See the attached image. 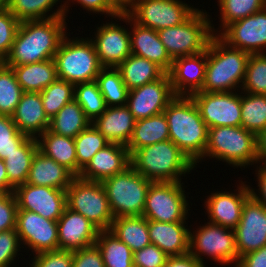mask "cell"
<instances>
[{"label":"cell","instance_id":"cell-1","mask_svg":"<svg viewBox=\"0 0 266 267\" xmlns=\"http://www.w3.org/2000/svg\"><path fill=\"white\" fill-rule=\"evenodd\" d=\"M66 17L21 21L8 56L3 63L19 66L53 59L68 33Z\"/></svg>","mask_w":266,"mask_h":267},{"label":"cell","instance_id":"cell-2","mask_svg":"<svg viewBox=\"0 0 266 267\" xmlns=\"http://www.w3.org/2000/svg\"><path fill=\"white\" fill-rule=\"evenodd\" d=\"M169 139L197 167L208 143V127L191 96H176L163 111Z\"/></svg>","mask_w":266,"mask_h":267},{"label":"cell","instance_id":"cell-3","mask_svg":"<svg viewBox=\"0 0 266 267\" xmlns=\"http://www.w3.org/2000/svg\"><path fill=\"white\" fill-rule=\"evenodd\" d=\"M130 161L136 172L152 182H182L181 176L196 168L170 139L137 149Z\"/></svg>","mask_w":266,"mask_h":267},{"label":"cell","instance_id":"cell-4","mask_svg":"<svg viewBox=\"0 0 266 267\" xmlns=\"http://www.w3.org/2000/svg\"><path fill=\"white\" fill-rule=\"evenodd\" d=\"M249 55L245 51L228 46L214 35L207 46L205 81L200 91L238 92L244 82Z\"/></svg>","mask_w":266,"mask_h":267},{"label":"cell","instance_id":"cell-5","mask_svg":"<svg viewBox=\"0 0 266 267\" xmlns=\"http://www.w3.org/2000/svg\"><path fill=\"white\" fill-rule=\"evenodd\" d=\"M206 157L241 170L242 167L258 164L256 135L242 126L208 128V143L204 153V158Z\"/></svg>","mask_w":266,"mask_h":267},{"label":"cell","instance_id":"cell-6","mask_svg":"<svg viewBox=\"0 0 266 267\" xmlns=\"http://www.w3.org/2000/svg\"><path fill=\"white\" fill-rule=\"evenodd\" d=\"M66 34L54 55L57 78L72 84L96 80L103 68L90 38H69Z\"/></svg>","mask_w":266,"mask_h":267},{"label":"cell","instance_id":"cell-7","mask_svg":"<svg viewBox=\"0 0 266 267\" xmlns=\"http://www.w3.org/2000/svg\"><path fill=\"white\" fill-rule=\"evenodd\" d=\"M210 15L206 10L198 9L181 25L158 30L160 41L172 59L195 55L207 49L210 39L214 36L211 28Z\"/></svg>","mask_w":266,"mask_h":267},{"label":"cell","instance_id":"cell-8","mask_svg":"<svg viewBox=\"0 0 266 267\" xmlns=\"http://www.w3.org/2000/svg\"><path fill=\"white\" fill-rule=\"evenodd\" d=\"M153 182L136 172L131 166L101 182L114 218L142 216L145 200Z\"/></svg>","mask_w":266,"mask_h":267},{"label":"cell","instance_id":"cell-9","mask_svg":"<svg viewBox=\"0 0 266 267\" xmlns=\"http://www.w3.org/2000/svg\"><path fill=\"white\" fill-rule=\"evenodd\" d=\"M66 205L82 214L99 230H110L114 216L101 182L74 177L66 189Z\"/></svg>","mask_w":266,"mask_h":267},{"label":"cell","instance_id":"cell-10","mask_svg":"<svg viewBox=\"0 0 266 267\" xmlns=\"http://www.w3.org/2000/svg\"><path fill=\"white\" fill-rule=\"evenodd\" d=\"M189 253L205 267L204 255L221 266L233 264L236 267L239 256L235 245V231L210 222L194 231L190 229Z\"/></svg>","mask_w":266,"mask_h":267},{"label":"cell","instance_id":"cell-11","mask_svg":"<svg viewBox=\"0 0 266 267\" xmlns=\"http://www.w3.org/2000/svg\"><path fill=\"white\" fill-rule=\"evenodd\" d=\"M181 182H153L148 190L143 214L147 220L186 222L190 205Z\"/></svg>","mask_w":266,"mask_h":267},{"label":"cell","instance_id":"cell-12","mask_svg":"<svg viewBox=\"0 0 266 267\" xmlns=\"http://www.w3.org/2000/svg\"><path fill=\"white\" fill-rule=\"evenodd\" d=\"M198 9L181 0H134L126 14L138 25L158 31L181 25Z\"/></svg>","mask_w":266,"mask_h":267},{"label":"cell","instance_id":"cell-13","mask_svg":"<svg viewBox=\"0 0 266 267\" xmlns=\"http://www.w3.org/2000/svg\"><path fill=\"white\" fill-rule=\"evenodd\" d=\"M191 97L208 128L241 126V93L198 91Z\"/></svg>","mask_w":266,"mask_h":267},{"label":"cell","instance_id":"cell-14","mask_svg":"<svg viewBox=\"0 0 266 267\" xmlns=\"http://www.w3.org/2000/svg\"><path fill=\"white\" fill-rule=\"evenodd\" d=\"M217 36L228 46L249 54L266 53V7L228 24Z\"/></svg>","mask_w":266,"mask_h":267},{"label":"cell","instance_id":"cell-15","mask_svg":"<svg viewBox=\"0 0 266 267\" xmlns=\"http://www.w3.org/2000/svg\"><path fill=\"white\" fill-rule=\"evenodd\" d=\"M16 232L21 244L28 246L33 255L59 249L57 221L35 212L17 211Z\"/></svg>","mask_w":266,"mask_h":267},{"label":"cell","instance_id":"cell-16","mask_svg":"<svg viewBox=\"0 0 266 267\" xmlns=\"http://www.w3.org/2000/svg\"><path fill=\"white\" fill-rule=\"evenodd\" d=\"M18 210H28L58 221L66 208V190L28 183L14 189Z\"/></svg>","mask_w":266,"mask_h":267},{"label":"cell","instance_id":"cell-17","mask_svg":"<svg viewBox=\"0 0 266 267\" xmlns=\"http://www.w3.org/2000/svg\"><path fill=\"white\" fill-rule=\"evenodd\" d=\"M176 97L168 73L128 92L126 106L136 120L162 113Z\"/></svg>","mask_w":266,"mask_h":267},{"label":"cell","instance_id":"cell-18","mask_svg":"<svg viewBox=\"0 0 266 267\" xmlns=\"http://www.w3.org/2000/svg\"><path fill=\"white\" fill-rule=\"evenodd\" d=\"M234 231L239 258L266 246V207L250 196L243 205L240 222Z\"/></svg>","mask_w":266,"mask_h":267},{"label":"cell","instance_id":"cell-19","mask_svg":"<svg viewBox=\"0 0 266 267\" xmlns=\"http://www.w3.org/2000/svg\"><path fill=\"white\" fill-rule=\"evenodd\" d=\"M118 24L113 21L101 24L90 39L102 67L117 68L132 54L130 30Z\"/></svg>","mask_w":266,"mask_h":267},{"label":"cell","instance_id":"cell-20","mask_svg":"<svg viewBox=\"0 0 266 267\" xmlns=\"http://www.w3.org/2000/svg\"><path fill=\"white\" fill-rule=\"evenodd\" d=\"M241 182V183H240ZM236 191H217L207 196L205 210L208 222L234 230L241 219L242 208L250 197L249 185L240 181ZM236 192V193H235Z\"/></svg>","mask_w":266,"mask_h":267},{"label":"cell","instance_id":"cell-21","mask_svg":"<svg viewBox=\"0 0 266 267\" xmlns=\"http://www.w3.org/2000/svg\"><path fill=\"white\" fill-rule=\"evenodd\" d=\"M207 66V49L195 55L173 59L168 72L176 96H191L202 89Z\"/></svg>","mask_w":266,"mask_h":267},{"label":"cell","instance_id":"cell-22","mask_svg":"<svg viewBox=\"0 0 266 267\" xmlns=\"http://www.w3.org/2000/svg\"><path fill=\"white\" fill-rule=\"evenodd\" d=\"M116 18L130 25L131 53L154 62L165 73H168L173 59L160 41L157 31L138 25L126 13H121Z\"/></svg>","mask_w":266,"mask_h":267},{"label":"cell","instance_id":"cell-23","mask_svg":"<svg viewBox=\"0 0 266 267\" xmlns=\"http://www.w3.org/2000/svg\"><path fill=\"white\" fill-rule=\"evenodd\" d=\"M59 249L75 251L95 244L99 229L67 206L57 221Z\"/></svg>","mask_w":266,"mask_h":267},{"label":"cell","instance_id":"cell-24","mask_svg":"<svg viewBox=\"0 0 266 267\" xmlns=\"http://www.w3.org/2000/svg\"><path fill=\"white\" fill-rule=\"evenodd\" d=\"M130 162V153L126 145L109 143L96 152L79 177L88 181L102 182L125 171L131 166Z\"/></svg>","mask_w":266,"mask_h":267},{"label":"cell","instance_id":"cell-25","mask_svg":"<svg viewBox=\"0 0 266 267\" xmlns=\"http://www.w3.org/2000/svg\"><path fill=\"white\" fill-rule=\"evenodd\" d=\"M11 117L18 130L29 137L37 138L49 129L40 92H24Z\"/></svg>","mask_w":266,"mask_h":267},{"label":"cell","instance_id":"cell-26","mask_svg":"<svg viewBox=\"0 0 266 267\" xmlns=\"http://www.w3.org/2000/svg\"><path fill=\"white\" fill-rule=\"evenodd\" d=\"M186 222H160L148 220L151 244L156 245L168 256L189 253L190 229Z\"/></svg>","mask_w":266,"mask_h":267},{"label":"cell","instance_id":"cell-27","mask_svg":"<svg viewBox=\"0 0 266 267\" xmlns=\"http://www.w3.org/2000/svg\"><path fill=\"white\" fill-rule=\"evenodd\" d=\"M136 119L126 105L107 107L92 124L110 142L126 145L129 143Z\"/></svg>","mask_w":266,"mask_h":267},{"label":"cell","instance_id":"cell-28","mask_svg":"<svg viewBox=\"0 0 266 267\" xmlns=\"http://www.w3.org/2000/svg\"><path fill=\"white\" fill-rule=\"evenodd\" d=\"M74 177L64 166L37 150L26 183L66 190Z\"/></svg>","mask_w":266,"mask_h":267},{"label":"cell","instance_id":"cell-29","mask_svg":"<svg viewBox=\"0 0 266 267\" xmlns=\"http://www.w3.org/2000/svg\"><path fill=\"white\" fill-rule=\"evenodd\" d=\"M38 150L77 176L76 148L73 138L51 132L49 129L37 138Z\"/></svg>","mask_w":266,"mask_h":267},{"label":"cell","instance_id":"cell-30","mask_svg":"<svg viewBox=\"0 0 266 267\" xmlns=\"http://www.w3.org/2000/svg\"><path fill=\"white\" fill-rule=\"evenodd\" d=\"M9 67L24 92H41L57 79L54 59Z\"/></svg>","mask_w":266,"mask_h":267},{"label":"cell","instance_id":"cell-31","mask_svg":"<svg viewBox=\"0 0 266 267\" xmlns=\"http://www.w3.org/2000/svg\"><path fill=\"white\" fill-rule=\"evenodd\" d=\"M169 140L168 122L164 113L136 120L133 135L127 144L130 155L137 149Z\"/></svg>","mask_w":266,"mask_h":267},{"label":"cell","instance_id":"cell-32","mask_svg":"<svg viewBox=\"0 0 266 267\" xmlns=\"http://www.w3.org/2000/svg\"><path fill=\"white\" fill-rule=\"evenodd\" d=\"M117 69L129 91L154 82L165 74L154 62L134 54L129 55Z\"/></svg>","mask_w":266,"mask_h":267},{"label":"cell","instance_id":"cell-33","mask_svg":"<svg viewBox=\"0 0 266 267\" xmlns=\"http://www.w3.org/2000/svg\"><path fill=\"white\" fill-rule=\"evenodd\" d=\"M110 231L135 252L151 244L148 220L144 216H119L113 219Z\"/></svg>","mask_w":266,"mask_h":267},{"label":"cell","instance_id":"cell-34","mask_svg":"<svg viewBox=\"0 0 266 267\" xmlns=\"http://www.w3.org/2000/svg\"><path fill=\"white\" fill-rule=\"evenodd\" d=\"M37 150L36 138L29 137L16 151L4 159L8 182L14 189L26 183L31 162Z\"/></svg>","mask_w":266,"mask_h":267},{"label":"cell","instance_id":"cell-35","mask_svg":"<svg viewBox=\"0 0 266 267\" xmlns=\"http://www.w3.org/2000/svg\"><path fill=\"white\" fill-rule=\"evenodd\" d=\"M91 123L92 122L85 116L81 106L73 99L64 105L50 120L49 130L55 134L74 139Z\"/></svg>","mask_w":266,"mask_h":267},{"label":"cell","instance_id":"cell-36","mask_svg":"<svg viewBox=\"0 0 266 267\" xmlns=\"http://www.w3.org/2000/svg\"><path fill=\"white\" fill-rule=\"evenodd\" d=\"M95 244L105 267H133V251L110 230H99Z\"/></svg>","mask_w":266,"mask_h":267},{"label":"cell","instance_id":"cell-37","mask_svg":"<svg viewBox=\"0 0 266 267\" xmlns=\"http://www.w3.org/2000/svg\"><path fill=\"white\" fill-rule=\"evenodd\" d=\"M61 0H11L9 11L21 22L26 20H44L65 17L64 4L52 9ZM50 11V14H49ZM52 12V13H51Z\"/></svg>","mask_w":266,"mask_h":267},{"label":"cell","instance_id":"cell-38","mask_svg":"<svg viewBox=\"0 0 266 267\" xmlns=\"http://www.w3.org/2000/svg\"><path fill=\"white\" fill-rule=\"evenodd\" d=\"M239 92H241V126L257 136L266 129V95Z\"/></svg>","mask_w":266,"mask_h":267},{"label":"cell","instance_id":"cell-39","mask_svg":"<svg viewBox=\"0 0 266 267\" xmlns=\"http://www.w3.org/2000/svg\"><path fill=\"white\" fill-rule=\"evenodd\" d=\"M95 81L107 107L126 105L129 90L117 68L103 67Z\"/></svg>","mask_w":266,"mask_h":267},{"label":"cell","instance_id":"cell-40","mask_svg":"<svg viewBox=\"0 0 266 267\" xmlns=\"http://www.w3.org/2000/svg\"><path fill=\"white\" fill-rule=\"evenodd\" d=\"M220 29L211 24L212 32L218 35L228 24L246 18L266 7V0H218ZM219 30V31H218Z\"/></svg>","mask_w":266,"mask_h":267},{"label":"cell","instance_id":"cell-41","mask_svg":"<svg viewBox=\"0 0 266 267\" xmlns=\"http://www.w3.org/2000/svg\"><path fill=\"white\" fill-rule=\"evenodd\" d=\"M74 142L77 158V176L80 175L96 152L110 143L92 123L74 138Z\"/></svg>","mask_w":266,"mask_h":267},{"label":"cell","instance_id":"cell-42","mask_svg":"<svg viewBox=\"0 0 266 267\" xmlns=\"http://www.w3.org/2000/svg\"><path fill=\"white\" fill-rule=\"evenodd\" d=\"M23 93L12 67L0 62V115L12 116Z\"/></svg>","mask_w":266,"mask_h":267},{"label":"cell","instance_id":"cell-43","mask_svg":"<svg viewBox=\"0 0 266 267\" xmlns=\"http://www.w3.org/2000/svg\"><path fill=\"white\" fill-rule=\"evenodd\" d=\"M74 99L83 109L85 116L93 122L106 109L107 105L97 82H85L75 84Z\"/></svg>","mask_w":266,"mask_h":267},{"label":"cell","instance_id":"cell-44","mask_svg":"<svg viewBox=\"0 0 266 267\" xmlns=\"http://www.w3.org/2000/svg\"><path fill=\"white\" fill-rule=\"evenodd\" d=\"M74 87V84L57 78L40 92L44 112L49 120L74 99Z\"/></svg>","mask_w":266,"mask_h":267},{"label":"cell","instance_id":"cell-45","mask_svg":"<svg viewBox=\"0 0 266 267\" xmlns=\"http://www.w3.org/2000/svg\"><path fill=\"white\" fill-rule=\"evenodd\" d=\"M241 90L243 93L266 95V53L249 55Z\"/></svg>","mask_w":266,"mask_h":267},{"label":"cell","instance_id":"cell-46","mask_svg":"<svg viewBox=\"0 0 266 267\" xmlns=\"http://www.w3.org/2000/svg\"><path fill=\"white\" fill-rule=\"evenodd\" d=\"M28 138L18 130L11 116L0 115V159L4 160Z\"/></svg>","mask_w":266,"mask_h":267},{"label":"cell","instance_id":"cell-47","mask_svg":"<svg viewBox=\"0 0 266 267\" xmlns=\"http://www.w3.org/2000/svg\"><path fill=\"white\" fill-rule=\"evenodd\" d=\"M20 21L9 11L0 6V62L8 56L14 42Z\"/></svg>","mask_w":266,"mask_h":267},{"label":"cell","instance_id":"cell-48","mask_svg":"<svg viewBox=\"0 0 266 267\" xmlns=\"http://www.w3.org/2000/svg\"><path fill=\"white\" fill-rule=\"evenodd\" d=\"M30 267H72L73 251L54 250L33 255Z\"/></svg>","mask_w":266,"mask_h":267},{"label":"cell","instance_id":"cell-49","mask_svg":"<svg viewBox=\"0 0 266 267\" xmlns=\"http://www.w3.org/2000/svg\"><path fill=\"white\" fill-rule=\"evenodd\" d=\"M21 242L16 229L0 232V267H10L20 255Z\"/></svg>","mask_w":266,"mask_h":267},{"label":"cell","instance_id":"cell-50","mask_svg":"<svg viewBox=\"0 0 266 267\" xmlns=\"http://www.w3.org/2000/svg\"><path fill=\"white\" fill-rule=\"evenodd\" d=\"M168 257L156 245L150 244L133 253V267H163Z\"/></svg>","mask_w":266,"mask_h":267},{"label":"cell","instance_id":"cell-51","mask_svg":"<svg viewBox=\"0 0 266 267\" xmlns=\"http://www.w3.org/2000/svg\"><path fill=\"white\" fill-rule=\"evenodd\" d=\"M17 200L13 192H0V232L16 229Z\"/></svg>","mask_w":266,"mask_h":267},{"label":"cell","instance_id":"cell-52","mask_svg":"<svg viewBox=\"0 0 266 267\" xmlns=\"http://www.w3.org/2000/svg\"><path fill=\"white\" fill-rule=\"evenodd\" d=\"M69 1V2H68ZM71 2L78 3L80 6H82L83 10L86 9V11L90 13H98V14H104L111 17L112 19H116V17L121 14V12L109 1V0H66L61 1L64 2V9H65V17H68L67 14L69 12L70 7L69 4ZM75 1V2H74Z\"/></svg>","mask_w":266,"mask_h":267},{"label":"cell","instance_id":"cell-53","mask_svg":"<svg viewBox=\"0 0 266 267\" xmlns=\"http://www.w3.org/2000/svg\"><path fill=\"white\" fill-rule=\"evenodd\" d=\"M72 267H105L102 254L96 244L73 251Z\"/></svg>","mask_w":266,"mask_h":267},{"label":"cell","instance_id":"cell-54","mask_svg":"<svg viewBox=\"0 0 266 267\" xmlns=\"http://www.w3.org/2000/svg\"><path fill=\"white\" fill-rule=\"evenodd\" d=\"M259 166L257 165L256 167V179L257 180V184L259 187L258 188V193L255 192V190L257 191V189H254L252 187L249 186V191H250V196L256 200L257 202L263 204L266 207V164H260L258 163Z\"/></svg>","mask_w":266,"mask_h":267},{"label":"cell","instance_id":"cell-55","mask_svg":"<svg viewBox=\"0 0 266 267\" xmlns=\"http://www.w3.org/2000/svg\"><path fill=\"white\" fill-rule=\"evenodd\" d=\"M236 267H266V246L241 256Z\"/></svg>","mask_w":266,"mask_h":267},{"label":"cell","instance_id":"cell-56","mask_svg":"<svg viewBox=\"0 0 266 267\" xmlns=\"http://www.w3.org/2000/svg\"><path fill=\"white\" fill-rule=\"evenodd\" d=\"M163 267H205L193 255L186 253L179 256H169Z\"/></svg>","mask_w":266,"mask_h":267},{"label":"cell","instance_id":"cell-57","mask_svg":"<svg viewBox=\"0 0 266 267\" xmlns=\"http://www.w3.org/2000/svg\"><path fill=\"white\" fill-rule=\"evenodd\" d=\"M258 163L266 164V129L256 136Z\"/></svg>","mask_w":266,"mask_h":267},{"label":"cell","instance_id":"cell-58","mask_svg":"<svg viewBox=\"0 0 266 267\" xmlns=\"http://www.w3.org/2000/svg\"><path fill=\"white\" fill-rule=\"evenodd\" d=\"M0 192L2 193L14 192V188L8 182L5 162L2 159H0Z\"/></svg>","mask_w":266,"mask_h":267},{"label":"cell","instance_id":"cell-59","mask_svg":"<svg viewBox=\"0 0 266 267\" xmlns=\"http://www.w3.org/2000/svg\"><path fill=\"white\" fill-rule=\"evenodd\" d=\"M121 13H126L134 0H109Z\"/></svg>","mask_w":266,"mask_h":267},{"label":"cell","instance_id":"cell-60","mask_svg":"<svg viewBox=\"0 0 266 267\" xmlns=\"http://www.w3.org/2000/svg\"><path fill=\"white\" fill-rule=\"evenodd\" d=\"M11 0H0V6H8Z\"/></svg>","mask_w":266,"mask_h":267}]
</instances>
